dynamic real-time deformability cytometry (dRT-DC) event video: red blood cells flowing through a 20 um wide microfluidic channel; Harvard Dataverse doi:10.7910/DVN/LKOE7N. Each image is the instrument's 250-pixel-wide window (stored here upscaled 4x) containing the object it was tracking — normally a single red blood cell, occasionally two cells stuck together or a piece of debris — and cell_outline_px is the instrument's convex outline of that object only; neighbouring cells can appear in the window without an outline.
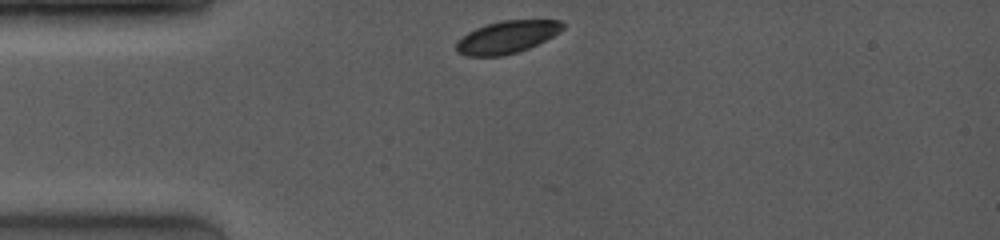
{"species": "common noctule bat (a hibernating species)", "species_latin": "Nyctalus noctula", "temperature_condition": "room temperature", "stored_images_in_passage": 26, "camera_frame_rate_fps": 4000, "um_per_image_px": 0.085, "animal": {"sex": "female", "body_mass_g": 19.0, "forearm_length_mm": 53.3}, "frame": {"image": 1, "passage_image": 1, "time_ms": 0.0, "image_size_px": [1000, 240], "cell_outline_px": [[564, 28], [560, 32], [528, 48], [504, 56], [464, 56], [456, 52], [456, 44], [468, 32], [476, 28], [500, 20], [560, 20], [564, 24]], "centroid_in_image_um": [43.08, 3.15], "position_along_channel_um": 41.9, "area_um2": 19.94}}
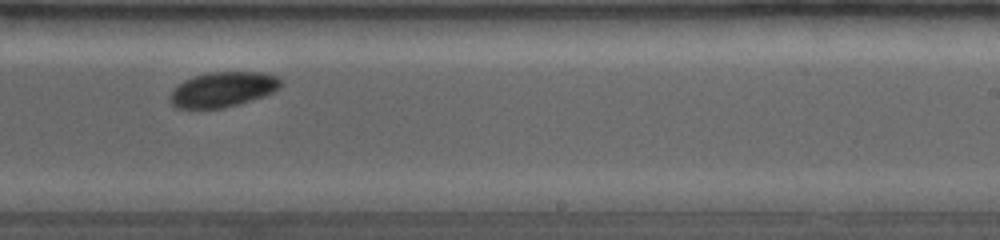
{"frame": {"image": 2, "passage_image": 16, "time_ms": 6.25, "image_size_px": [1000, 240], "cell_outline_px": [[280, 88], [264, 96], [224, 108], [176, 108], [168, 100], [168, 96], [184, 80], [208, 72], [264, 72], [280, 76]], "centroid_in_image_um": [18.96, 7.6], "position_along_channel_um": 270.0, "area_um2": 22.54}}
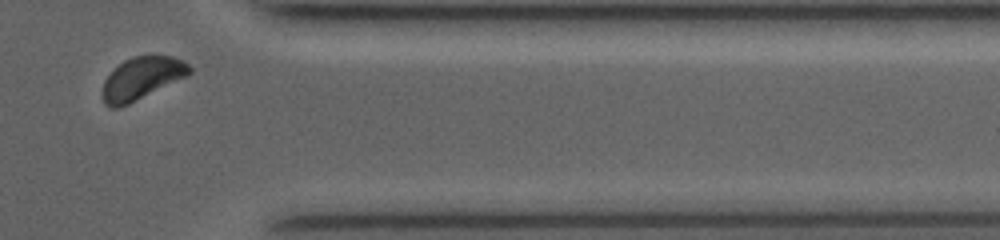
{"frame": {"image": 3, "passage_image": 24, "time_ms": 9.5, "image_size_px": [1000, 240], "cell_outline_px": [[192, 72], [188, 76], [120, 108], [112, 108], [104, 104], [100, 92], [104, 80], [124, 60], [132, 56], [172, 56], [188, 64], [192, 68]], "centroid_in_image_um": [12.03, 6.68], "position_along_channel_um": 399.4, "area_um2": 21.56}, "authors_computed_cell_mechanics": {"area_um2": 22.7443, "velocity_mm_per_s": 4.0426, "shape_relaxation_time_tau1_ms": 1.3284, "shape_relaxation_time_tau2_ms": null, "deformation_change_tau1": 0.0927, "deformation_change_tau2": null}}